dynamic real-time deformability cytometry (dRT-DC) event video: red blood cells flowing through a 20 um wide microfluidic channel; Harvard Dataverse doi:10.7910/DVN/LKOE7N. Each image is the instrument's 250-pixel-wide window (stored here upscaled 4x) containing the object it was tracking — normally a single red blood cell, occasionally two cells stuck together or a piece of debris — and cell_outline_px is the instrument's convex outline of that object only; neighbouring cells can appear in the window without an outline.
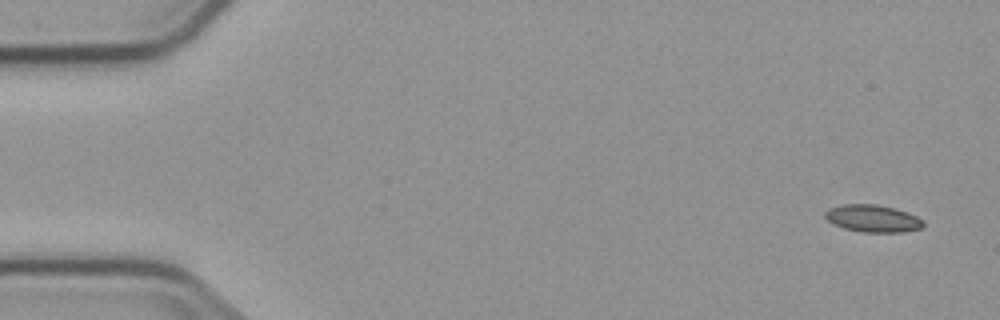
{"species": "common noctule bat (a hibernating species)", "species_latin": "Nyctalus noctula", "temperature_condition": "cold", "stored_images_in_passage": 5, "segment_of_instrument_passage": [2, 2], "camera_frame_rate_fps": 3000, "um_per_image_px": 0.085, "animal": {"sex": "male", "body_mass_g": 23.1, "forearm_length_mm": 52.7}, "frame": {"image": 1, "passage_image": 5, "time_ms": 5.0, "image_size_px": [1000, 320], "cell_outline_px": [[924, 224], [920, 228], [904, 232], [860, 232], [844, 228], [832, 224], [824, 216], [824, 212], [828, 208], [840, 204], [876, 204], [908, 212], [924, 220]], "centroid_in_image_um": [74.15, 18.57], "position_along_channel_um": 10.9, "area_um2": 15.72}}